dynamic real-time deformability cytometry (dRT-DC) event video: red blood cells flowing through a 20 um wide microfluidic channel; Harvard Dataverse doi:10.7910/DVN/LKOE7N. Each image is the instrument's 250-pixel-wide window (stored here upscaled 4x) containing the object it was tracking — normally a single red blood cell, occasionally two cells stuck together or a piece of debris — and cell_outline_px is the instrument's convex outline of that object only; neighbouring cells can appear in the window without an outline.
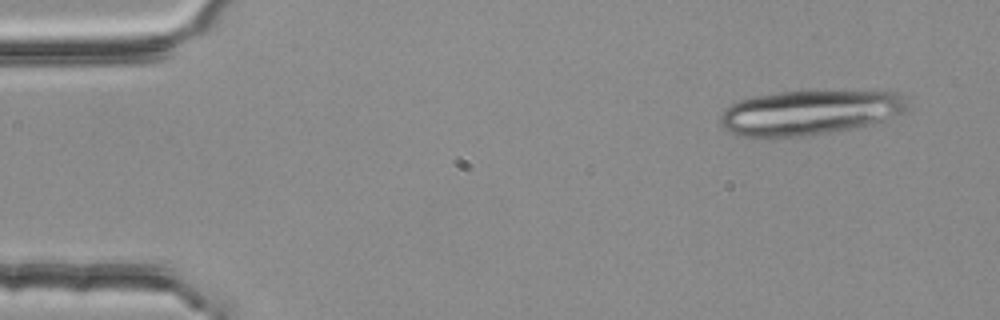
{"species": "common noctule bat (a hibernating species)", "species_latin": "Nyctalus noctula", "temperature_condition": "room temperature", "stored_images_in_passage": 3, "segment_of_instrument_passage": [2, 2], "camera_frame_rate_fps": 3000, "um_per_image_px": 0.085, "animal": {"sex": "female", "body_mass_g": 25.1}, "frame": {"image": 1, "passage_image": 3, "time_ms": 0.667, "image_size_px": [1000, 320], "cell_outline_px": [[912, 108], [904, 112], [884, 120], [872, 124], [808, 136], [740, 136], [724, 128], [720, 124], [720, 116], [724, 108], [740, 100], [756, 96], [780, 92], [896, 92], [904, 96], [912, 104]], "centroid_in_image_um": [68.86, 9.57], "position_along_channel_um": 16.1, "area_um2": 48.32}}